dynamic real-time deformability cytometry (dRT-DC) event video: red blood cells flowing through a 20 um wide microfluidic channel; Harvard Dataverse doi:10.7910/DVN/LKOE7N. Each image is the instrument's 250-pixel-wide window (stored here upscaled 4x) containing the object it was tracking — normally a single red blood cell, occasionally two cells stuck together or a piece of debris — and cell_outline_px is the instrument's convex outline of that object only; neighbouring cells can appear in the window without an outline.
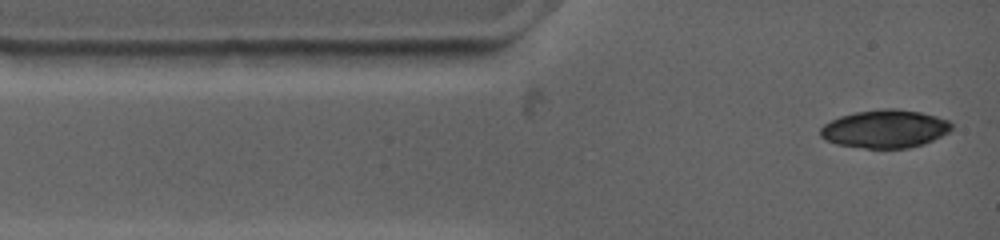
{"species": "common noctule bat (a hibernating species)", "species_latin": "Nyctalus noctula", "temperature_condition": "warm", "stored_images_in_passage": 2, "camera_frame_rate_fps": 4500, "um_per_image_px": 0.085, "animal": {"sex": "female", "body_mass_g": 19.0, "forearm_length_mm": 53.3}, "frame": {"image": 1, "passage_image": 1, "time_ms": 0.0, "image_size_px": [1000, 240], "cell_outline_px": [[952, 128], [948, 132], [932, 140], [908, 148], [868, 148], [840, 144], [828, 140], [820, 136], [820, 128], [824, 124], [840, 116], [856, 112], [884, 108], [896, 108], [920, 112], [936, 116], [948, 120], [952, 124]], "centroid_in_image_um": [75.23, 10.94], "position_along_channel_um": 9.8, "area_um2": 28.73}}